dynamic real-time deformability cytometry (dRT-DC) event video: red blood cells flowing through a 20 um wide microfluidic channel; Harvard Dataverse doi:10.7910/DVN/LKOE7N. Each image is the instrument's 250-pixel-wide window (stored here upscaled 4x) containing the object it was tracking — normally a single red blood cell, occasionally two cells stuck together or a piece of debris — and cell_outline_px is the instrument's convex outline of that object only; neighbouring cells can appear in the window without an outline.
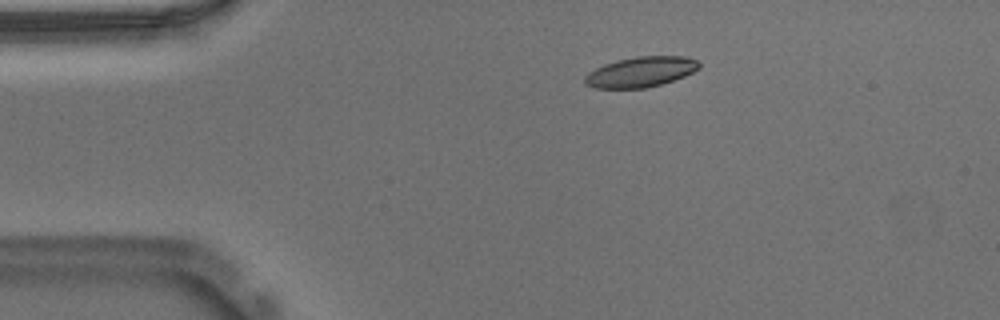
{"species": "Egyptian fruit bat (a non-hibernating species)", "species_latin": "Rousettus aegyptiacus", "temperature_condition": "warm", "stored_images_in_passage": 45, "camera_frame_rate_fps": 3000, "um_per_image_px": 0.085, "animal": {"sex": "male"}, "frame": {"image": 1, "passage_image": 1, "time_ms": 0.0, "image_size_px": [1000, 320], "cell_outline_px": [[700, 68], [684, 76], [660, 84], [644, 88], [592, 88], [584, 84], [584, 76], [588, 72], [604, 64], [616, 60], [636, 56], [684, 56], [696, 60], [700, 64]], "centroid_in_image_um": [54.42, 6.11], "position_along_channel_um": 30.6, "area_um2": 20.17}}
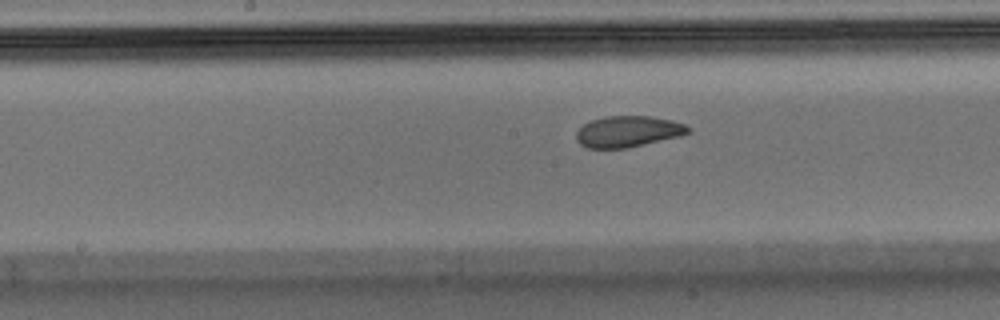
{"frame": {"image": 2, "passage_image": 18, "time_ms": 5.667, "image_size_px": [1000, 320], "cell_outline_px": [[688, 132], [680, 136], [628, 148], [588, 148], [580, 144], [576, 140], [576, 132], [584, 124], [592, 120], [604, 116], [652, 116], [672, 120], [684, 124], [688, 128]], "centroid_in_image_um": [53.35, 11.18], "position_along_channel_um": 194.8, "area_um2": 20.23}}
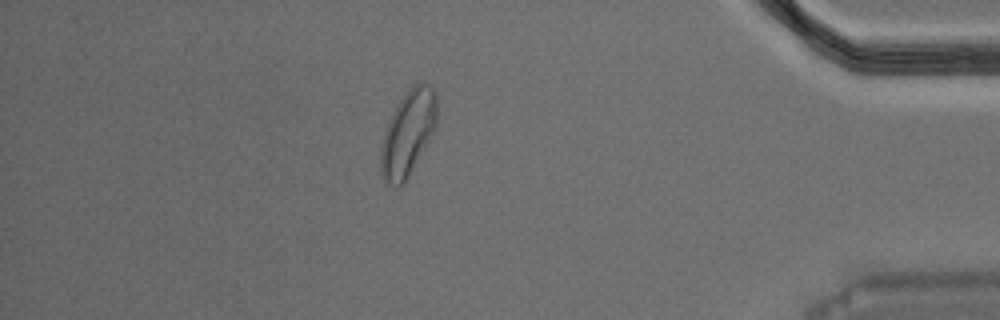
{"frame": {"image": 3, "passage_image": 38, "time_ms": 12.333, "image_size_px": [1000, 320], "cell_outline_px": [[436, 124], [428, 140], [408, 176], [400, 188], [384, 184], [380, 172], [380, 148], [384, 132], [388, 120], [400, 100], [420, 80], [424, 80], [436, 92]], "centroid_in_image_um": [34.63, 11.35], "position_along_channel_um": 400.6, "area_um2": 27.63}, "authors_computed_cell_mechanics": {"area_um2": 21.2704, "velocity_mm_per_s": 3.7074, "shape_relaxation_time_tau1_ms": 4.2267, "shape_relaxation_time_tau2_ms": 2.0876, "deformation_change_tau1": 0.1284, "deformation_change_tau2": 0.0697}}